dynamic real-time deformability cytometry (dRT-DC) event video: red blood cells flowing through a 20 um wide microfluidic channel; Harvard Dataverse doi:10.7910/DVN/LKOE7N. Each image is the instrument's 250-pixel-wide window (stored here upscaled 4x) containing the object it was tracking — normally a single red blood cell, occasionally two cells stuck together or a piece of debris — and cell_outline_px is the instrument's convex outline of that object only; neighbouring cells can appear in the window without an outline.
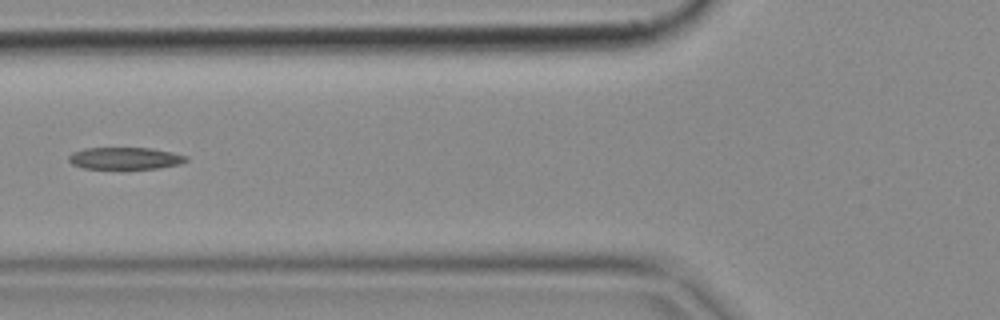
{"species": "common noctule bat (a hibernating species)", "species_latin": "Nyctalus noctula", "temperature_condition": "cold", "stored_images_in_passage": 7, "camera_frame_rate_fps": 3000, "um_per_image_px": 0.085, "animal": {"sex": "female", "body_mass_g": 18.4}, "frame": {"image": 1, "passage_image": 6, "time_ms": 1.667, "image_size_px": [1000, 320], "cell_outline_px": [[188, 160], [180, 164], [160, 168], [84, 168], [72, 164], [68, 160], [68, 156], [72, 152], [84, 148], [152, 148], [172, 152], [188, 156]], "centroid_in_image_um": [10.64, 13.44], "position_along_channel_um": 115.2, "area_um2": 15.03}}
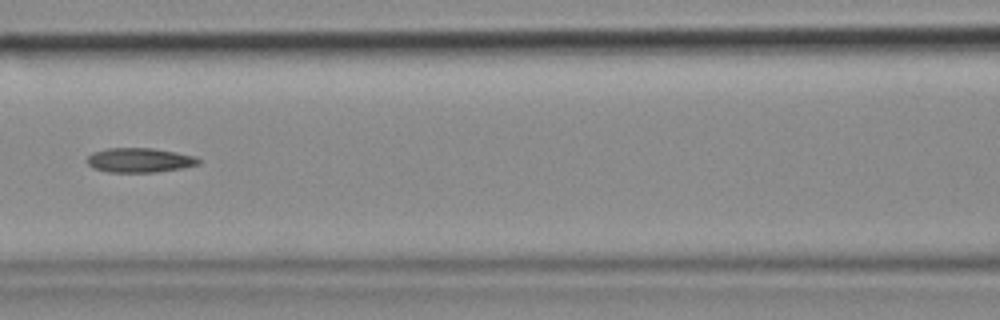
{"frame": {"image": 2, "passage_image": 7, "time_ms": 2.0, "image_size_px": [1000, 320], "cell_outline_px": [[200, 164], [180, 168], [156, 172], [108, 172], [92, 168], [84, 160], [92, 152], [108, 148], [152, 148], [176, 152], [196, 156], [200, 160]], "centroid_in_image_um": [11.83, 13.61], "position_along_channel_um": 154.8, "area_um2": 16.01}}